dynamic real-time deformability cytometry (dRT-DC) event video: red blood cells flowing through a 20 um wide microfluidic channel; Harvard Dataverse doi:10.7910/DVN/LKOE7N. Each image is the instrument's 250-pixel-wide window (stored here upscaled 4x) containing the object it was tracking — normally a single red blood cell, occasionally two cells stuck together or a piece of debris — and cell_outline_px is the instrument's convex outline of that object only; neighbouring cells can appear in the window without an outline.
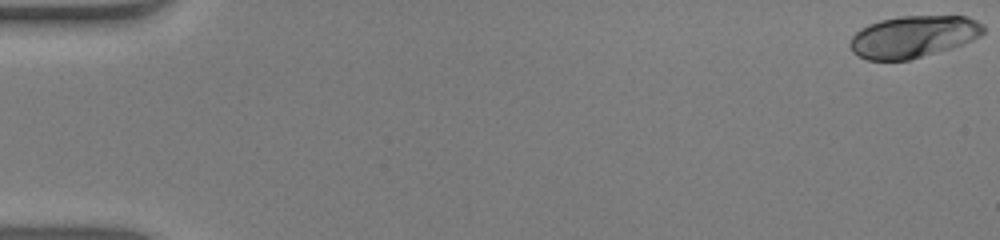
{"species": "human", "species_latin": "Homo sapiens", "temperature_condition": "warm", "stored_images_in_passage": 50, "camera_frame_rate_fps": 3000, "um_per_image_px": 0.085, "donor": {"sex": "male"}, "frame": {"image": 1, "passage_image": 1, "time_ms": 0.0, "image_size_px": [1000, 240], "cell_outline_px": [[984, 32], [980, 36], [972, 40], [952, 48], [908, 60], [868, 60], [852, 52], [848, 44], [852, 36], [860, 28], [868, 24], [880, 20], [900, 16], [968, 16], [984, 24]], "centroid_in_image_um": [77.62, 3.11], "position_along_channel_um": 7.4, "area_um2": 32.71}}
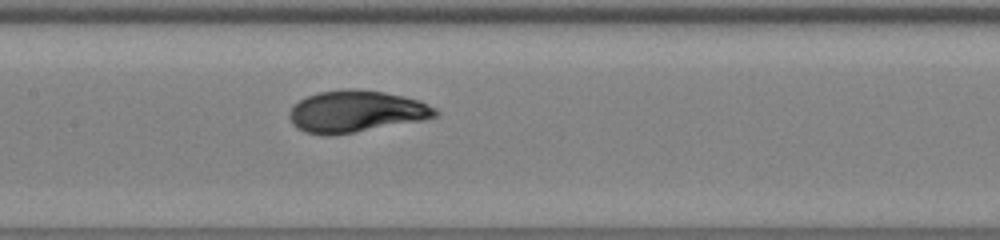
{"frame": {"image": 2, "passage_image": 27, "time_ms": 8.667, "image_size_px": [1000, 240], "cell_outline_px": [[440, 112], [436, 116], [424, 120], [328, 136], [324, 136], [304, 132], [296, 128], [292, 124], [288, 116], [292, 108], [300, 100], [308, 96], [320, 92], [348, 88], [356, 88], [384, 92], [404, 96], [420, 100], [436, 108]], "centroid_in_image_um": [30.28, 9.47], "position_along_channel_um": 177.1, "area_um2": 35.55}}
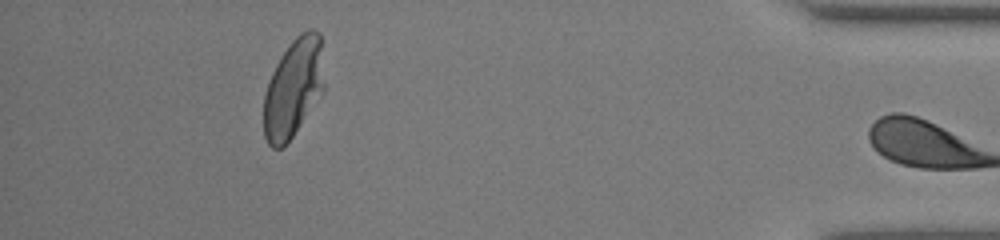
{"frame": {"image": 3, "passage_image": 49, "time_ms": 16.0, "image_size_px": [1000, 240], "cell_outline_px": [[324, 92], [292, 136], [280, 148], [272, 148], [268, 144], [264, 136], [264, 96], [272, 72], [280, 56], [292, 40], [300, 32], [308, 28], [312, 28], [320, 32], [324, 84]], "centroid_in_image_um": [24.95, 7.44], "position_along_channel_um": 410.3, "area_um2": 34.74}, "authors_computed_cell_mechanics": {"area_um2": 34.2176, "velocity_mm_per_s": 3.9325, "shape_relaxation_time_tau1_ms": 4.3608, "shape_relaxation_time_tau2_ms": null, "deformation_change_tau1": 0.219, "deformation_change_tau2": null}}